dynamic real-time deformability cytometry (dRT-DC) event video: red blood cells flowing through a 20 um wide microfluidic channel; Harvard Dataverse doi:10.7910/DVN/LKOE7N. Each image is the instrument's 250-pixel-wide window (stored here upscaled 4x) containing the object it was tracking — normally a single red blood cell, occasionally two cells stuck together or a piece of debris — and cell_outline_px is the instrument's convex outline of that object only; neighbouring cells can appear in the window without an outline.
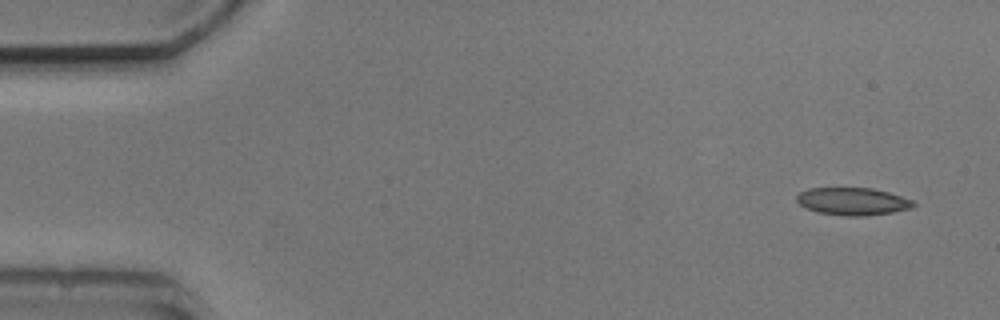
{"species": "common noctule bat (a hibernating species)", "species_latin": "Nyctalus noctula", "temperature_condition": "cold", "stored_images_in_passage": 5, "camera_frame_rate_fps": 3000, "um_per_image_px": 0.085, "animal": {"sex": "male", "body_mass_g": 20.5, "forearm_length_mm": 52.5}, "frame": {"image": 1, "passage_image": 1, "time_ms": 0.0, "image_size_px": [1000, 320], "cell_outline_px": [[916, 204], [912, 208], [892, 212], [868, 216], [844, 216], [816, 212], [800, 204], [796, 200], [796, 196], [800, 192], [808, 188], [872, 188], [888, 192], [916, 200]], "centroid_in_image_um": [72.52, 17.12], "position_along_channel_um": 12.5, "area_um2": 18.9}}
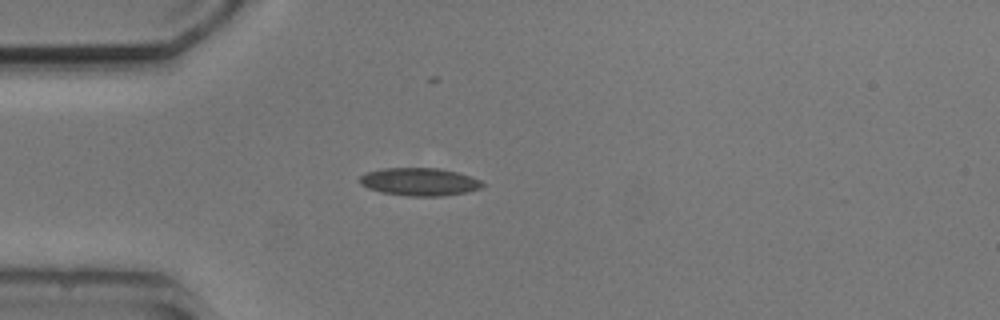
{"frame": {"image": 2, "passage_image": 4, "time_ms": 3.667, "image_size_px": [1000, 320], "cell_outline_px": [[484, 184], [480, 188], [468, 192], [440, 196], [408, 196], [380, 192], [368, 188], [360, 184], [360, 176], [364, 172], [384, 168], [440, 168], [472, 176], [480, 180]], "centroid_in_image_um": [35.64, 15.45], "position_along_channel_um": 49.4, "area_um2": 20.0}}